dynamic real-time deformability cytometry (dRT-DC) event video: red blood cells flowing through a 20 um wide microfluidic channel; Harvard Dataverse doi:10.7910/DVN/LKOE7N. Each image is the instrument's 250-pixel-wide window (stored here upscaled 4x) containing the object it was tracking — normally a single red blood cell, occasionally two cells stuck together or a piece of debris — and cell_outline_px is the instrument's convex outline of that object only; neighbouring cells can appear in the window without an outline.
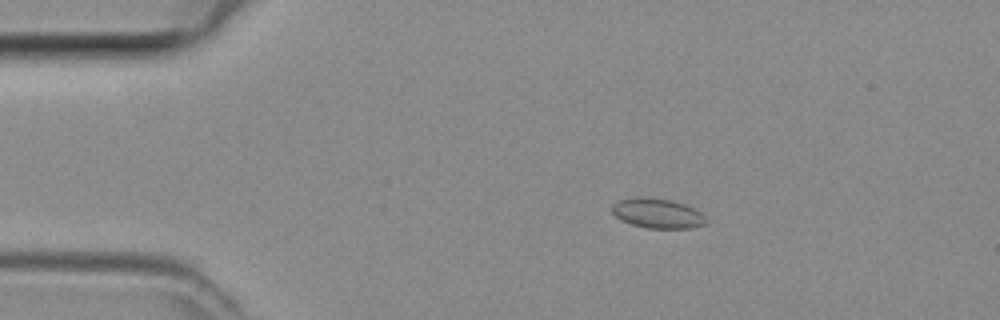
{"species": "common noctule bat (a hibernating species)", "species_latin": "Nyctalus noctula", "temperature_condition": "room temperature", "stored_images_in_passage": 47, "camera_frame_rate_fps": 3000, "um_per_image_px": 0.085, "animal": {"sex": "female", "body_mass_g": 29.2, "forearm_length_mm": 56.3}, "frame": {"image": 1, "passage_image": 9, "time_ms": 2.667, "image_size_px": [1000, 320], "cell_outline_px": [[708, 220], [704, 224], [692, 228], [648, 228], [632, 224], [620, 220], [612, 212], [612, 204], [620, 200], [668, 200], [684, 204], [700, 212]], "centroid_in_image_um": [55.93, 18.19], "position_along_channel_um": 29.1, "area_um2": 15.43}}
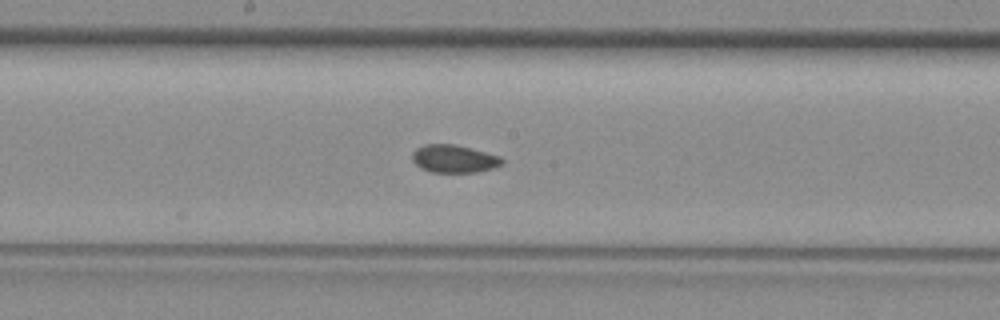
{"frame": {"image": 2, "passage_image": 25, "time_ms": 8.0, "image_size_px": [1000, 320], "cell_outline_px": [[504, 164], [492, 168], [476, 172], [432, 172], [420, 168], [412, 160], [412, 152], [416, 148], [424, 144], [456, 144], [500, 156], [504, 160]], "centroid_in_image_um": [38.58, 13.49], "position_along_channel_um": 209.6, "area_um2": 14.62}}
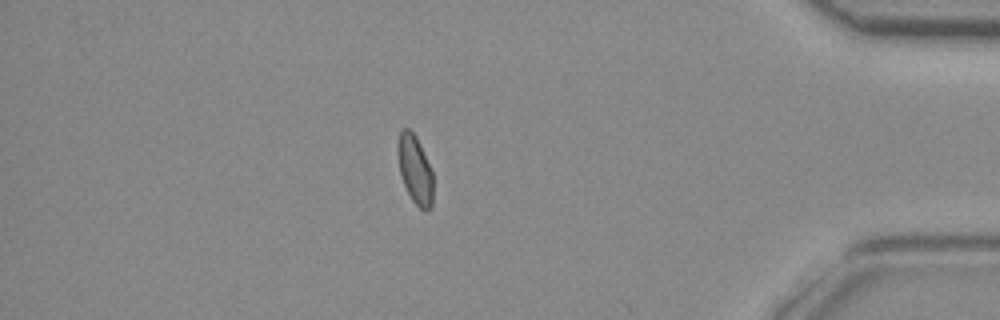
{"frame": {"image": 3, "passage_image": 41, "time_ms": 13.333, "image_size_px": [1000, 320], "cell_outline_px": [[432, 208], [428, 212], [424, 212], [412, 200], [400, 176], [396, 152], [396, 144], [400, 132], [404, 128], [408, 128], [416, 136], [432, 172]], "centroid_in_image_um": [35.24, 14.43], "position_along_channel_um": 400.0, "area_um2": 14.22}}